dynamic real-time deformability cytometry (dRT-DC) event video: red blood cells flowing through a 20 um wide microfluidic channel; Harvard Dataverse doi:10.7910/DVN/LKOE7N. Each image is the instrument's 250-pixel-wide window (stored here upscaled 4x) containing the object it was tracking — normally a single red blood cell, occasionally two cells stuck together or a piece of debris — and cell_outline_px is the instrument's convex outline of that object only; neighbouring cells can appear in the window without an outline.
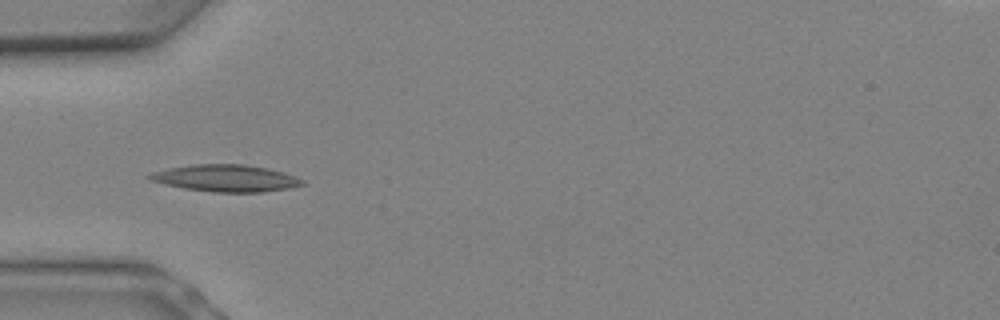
{"species": "Egyptian fruit bat (a non-hibernating species)", "species_latin": "Rousettus aegyptiacus", "temperature_condition": "warm", "stored_images_in_passage": 9, "camera_frame_rate_fps": 3000, "um_per_image_px": 0.085, "animal": {"sex": "female"}, "frame": {"image": 1, "passage_image": 8, "time_ms": 2.333, "image_size_px": [1000, 320], "cell_outline_px": [[304, 184], [288, 188], [264, 192], [216, 192], [184, 188], [148, 180], [144, 176], [152, 172], [168, 168], [192, 164], [244, 164], [268, 168], [284, 172], [296, 176], [304, 180]], "centroid_in_image_um": [19.18, 15.14], "position_along_channel_um": 65.8, "area_um2": 24.04}}